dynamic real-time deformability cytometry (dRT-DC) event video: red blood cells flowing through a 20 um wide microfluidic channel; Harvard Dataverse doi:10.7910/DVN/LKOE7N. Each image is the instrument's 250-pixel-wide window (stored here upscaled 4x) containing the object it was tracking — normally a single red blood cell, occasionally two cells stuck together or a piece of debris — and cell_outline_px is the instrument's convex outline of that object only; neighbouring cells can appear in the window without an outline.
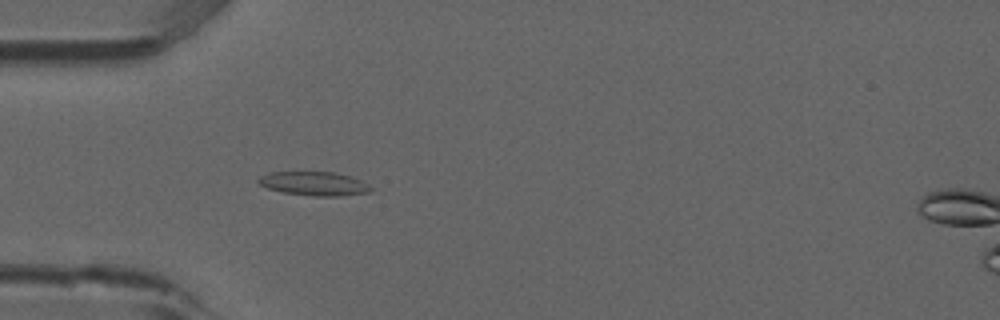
{"species": "common noctule bat (a hibernating species)", "species_latin": "Nyctalus noctula", "temperature_condition": "room temperature", "stored_images_in_passage": 42, "camera_frame_rate_fps": 3000, "um_per_image_px": 0.085, "animal": {"sex": "male", "forearm_length_mm": 52.5}, "frame": {"image": 1, "passage_image": 5, "time_ms": 1.333, "image_size_px": [1000, 320], "cell_outline_px": [[372, 188], [368, 192], [340, 196], [316, 196], [284, 192], [268, 188], [260, 184], [256, 180], [260, 176], [268, 172], [332, 172], [348, 176], [360, 180], [368, 184]], "centroid_in_image_um": [26.67, 15.6], "position_along_channel_um": 58.3, "area_um2": 15.37}}
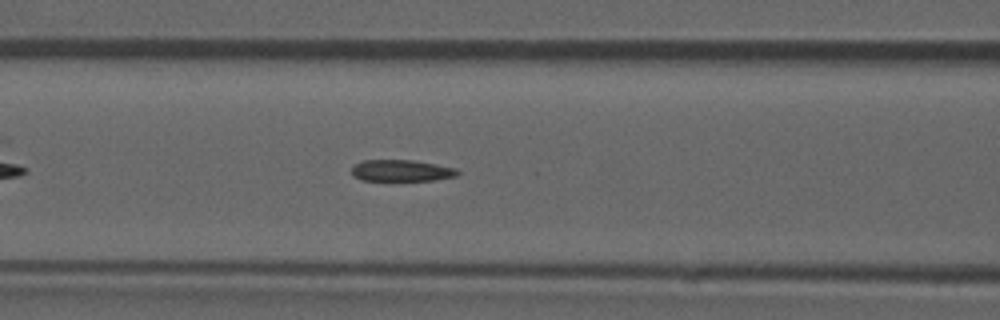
{"frame": {"image": 2, "passage_image": 11, "time_ms": 3.333, "image_size_px": [1000, 320], "cell_outline_px": [[460, 172], [456, 176], [432, 180], [360, 180], [352, 176], [352, 164], [364, 160], [412, 160], [436, 164], [456, 168]], "centroid_in_image_um": [34.08, 14.49], "position_along_channel_um": 132.5, "area_um2": 13.29}}
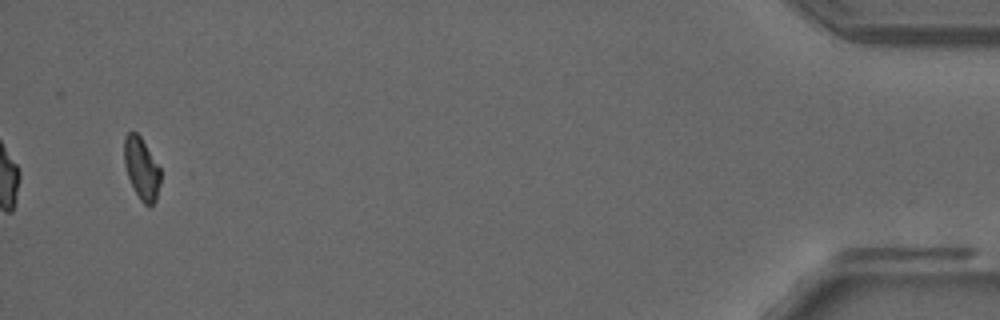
{"frame": {"image": 3, "passage_image": 40, "time_ms": 13.0, "image_size_px": [1000, 320], "cell_outline_px": [[160, 184], [156, 200], [148, 208], [140, 200], [128, 176], [124, 164], [124, 136], [128, 132], [136, 132], [140, 136], [160, 168]], "centroid_in_image_um": [12.03, 14.33], "position_along_channel_um": 423.2, "area_um2": 13.01}, "authors_computed_cell_mechanics": {"area_um2": 14.1032, "velocity_mm_per_s": 3.8864, "shape_relaxation_time_tau1_ms": null, "shape_relaxation_time_tau2_ms": 3.5957, "deformation_change_tau1": null, "deformation_change_tau2": 0.0953}}